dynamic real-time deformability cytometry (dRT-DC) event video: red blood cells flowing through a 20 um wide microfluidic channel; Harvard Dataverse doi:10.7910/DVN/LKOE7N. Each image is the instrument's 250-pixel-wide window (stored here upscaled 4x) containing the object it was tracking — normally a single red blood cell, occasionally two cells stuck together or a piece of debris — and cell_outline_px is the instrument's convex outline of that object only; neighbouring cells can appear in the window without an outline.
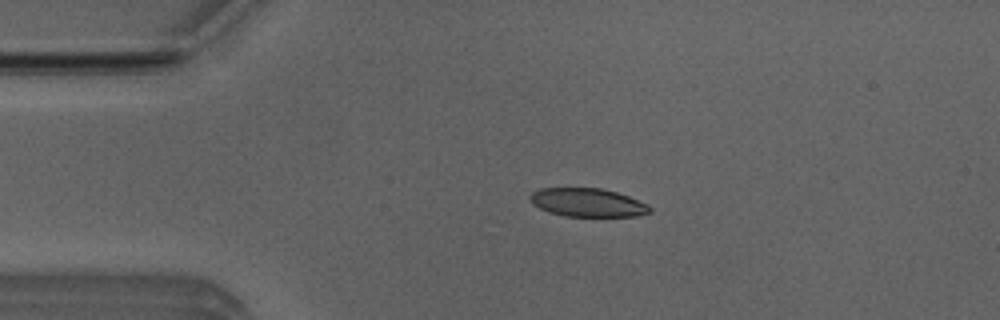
{"species": "Egyptian fruit bat (a non-hibernating species)", "species_latin": "Rousettus aegyptiacus", "temperature_condition": "room temperature", "stored_images_in_passage": 3, "camera_frame_rate_fps": 3000, "um_per_image_px": 0.085, "animal": {"sex": "male"}, "frame": {"image": 1, "passage_image": 2, "time_ms": 0.333, "image_size_px": [1000, 320], "cell_outline_px": [[652, 212], [636, 216], [564, 216], [548, 212], [532, 204], [528, 196], [532, 192], [540, 188], [600, 188], [616, 192], [628, 196], [648, 204], [652, 208]], "centroid_in_image_um": [49.93, 17.21], "position_along_channel_um": 35.1, "area_um2": 19.94}}